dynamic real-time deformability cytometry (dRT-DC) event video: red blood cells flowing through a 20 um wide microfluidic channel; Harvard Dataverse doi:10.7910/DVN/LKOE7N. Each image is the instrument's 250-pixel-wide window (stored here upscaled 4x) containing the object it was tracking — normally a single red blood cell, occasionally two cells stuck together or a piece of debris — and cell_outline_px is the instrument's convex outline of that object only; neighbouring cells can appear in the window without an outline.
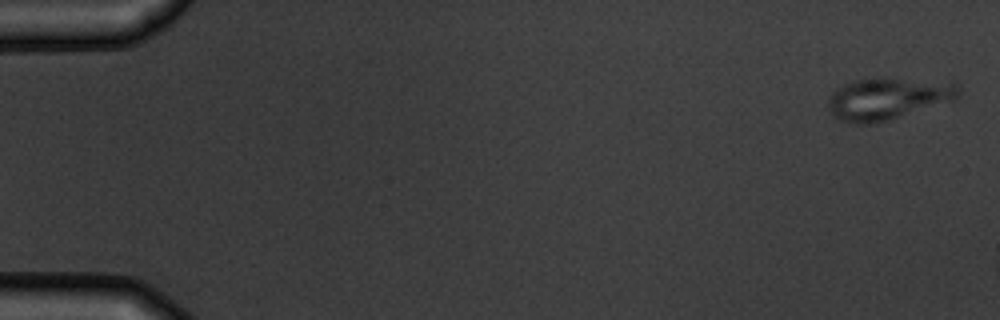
{"species": "common noctule bat (a hibernating species)", "species_latin": "Nyctalus noctula", "temperature_condition": "warm", "stored_images_in_passage": 4, "camera_frame_rate_fps": 3000, "um_per_image_px": 0.085, "animal": {"sex": "male", "body_mass_g": 19.5, "forearm_length_mm": 54.6}, "frame": {"image": 1, "passage_image": 1, "time_ms": 0.0, "image_size_px": [1000, 320], "cell_outline_px": [[960, 92], [956, 100], [876, 124], [856, 124], [840, 120], [832, 116], [828, 108], [828, 100], [832, 92], [844, 84], [856, 80], [884, 76], [960, 84]], "centroid_in_image_um": [75.46, 8.38], "position_along_channel_um": 9.5, "area_um2": 32.37}}